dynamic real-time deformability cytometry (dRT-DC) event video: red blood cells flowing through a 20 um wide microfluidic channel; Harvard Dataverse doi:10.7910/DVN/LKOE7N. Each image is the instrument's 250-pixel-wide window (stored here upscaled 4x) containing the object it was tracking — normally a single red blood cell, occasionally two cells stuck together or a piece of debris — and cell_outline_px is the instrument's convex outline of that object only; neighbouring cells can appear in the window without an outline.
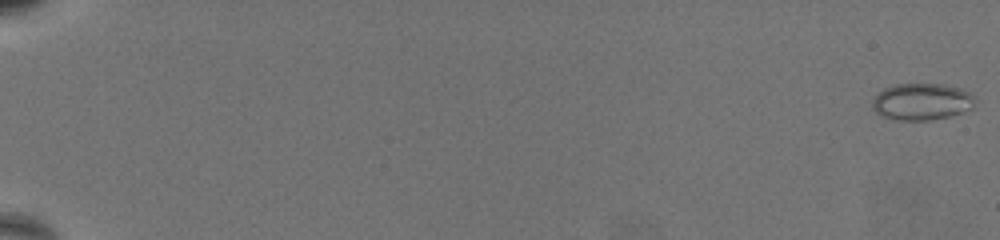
{"species": "common noctule bat (a hibernating species)", "species_latin": "Nyctalus noctula", "temperature_condition": "warm", "stored_images_in_passage": 68, "camera_frame_rate_fps": 3000, "um_per_image_px": 0.085, "animal": {"sex": "female", "body_mass_g": 19.5, "forearm_length_mm": 54.1}, "frame": {"image": 1, "passage_image": 1, "time_ms": 0.0, "image_size_px": [1000, 240], "cell_outline_px": [[976, 100], [972, 108], [948, 116], [928, 120], [892, 120], [880, 116], [872, 108], [872, 100], [884, 88], [896, 84], [940, 84], [956, 88], [968, 92]], "centroid_in_image_um": [78.29, 8.65], "position_along_channel_um": 6.7, "area_um2": 21.79}}
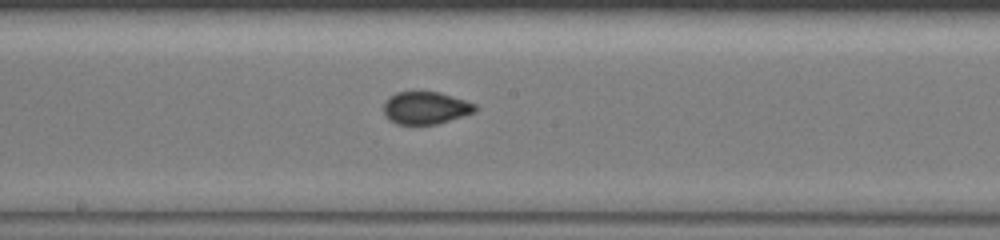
{"frame": {"image": 2, "passage_image": 41, "time_ms": 13.333, "image_size_px": [1000, 240], "cell_outline_px": [[480, 108], [476, 112], [436, 124], [396, 124], [388, 120], [384, 116], [384, 104], [388, 96], [396, 92], [440, 92], [476, 104]], "centroid_in_image_um": [36.17, 9.17], "position_along_channel_um": 212.0, "area_um2": 17.46}}
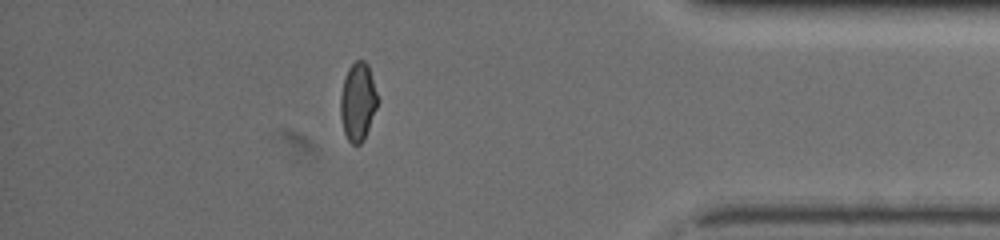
{"frame": {"image": 3, "passage_image": 61, "time_ms": 20.0, "image_size_px": [1000, 240], "cell_outline_px": [[380, 100], [364, 140], [360, 144], [352, 144], [348, 140], [344, 132], [340, 116], [340, 96], [344, 76], [348, 68], [356, 60], [364, 60], [368, 64]], "centroid_in_image_um": [30.43, 8.63], "position_along_channel_um": 404.8, "area_um2": 17.28}, "authors_computed_cell_mechanics": {"area_um2": 17.5712, "velocity_mm_per_s": 3.2867, "shape_relaxation_time_tau1_ms": 10.0749, "shape_relaxation_time_tau2_ms": null, "deformation_change_tau1": 0.1412, "deformation_change_tau2": null}}